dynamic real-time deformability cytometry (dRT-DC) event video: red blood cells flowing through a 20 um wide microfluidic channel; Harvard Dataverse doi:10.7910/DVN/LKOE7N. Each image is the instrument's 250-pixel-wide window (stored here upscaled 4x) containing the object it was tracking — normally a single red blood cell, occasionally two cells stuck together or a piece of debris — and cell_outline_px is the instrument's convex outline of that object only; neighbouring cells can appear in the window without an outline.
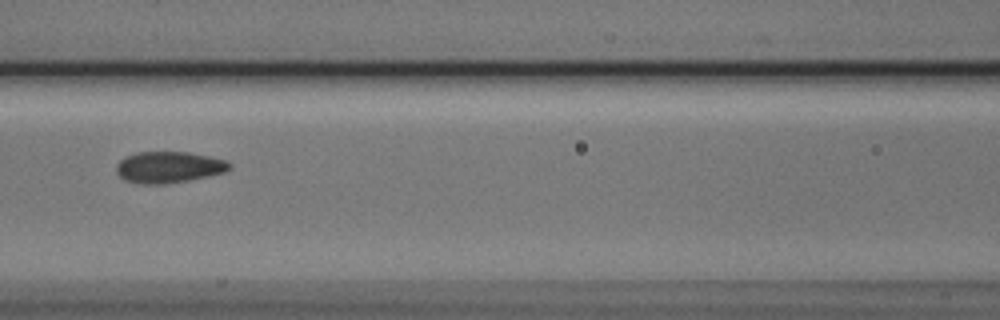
{"species": "Egyptian fruit bat (a non-hibernating species)", "species_latin": "Rousettus aegyptiacus", "temperature_condition": "cold", "stored_images_in_passage": 7, "camera_frame_rate_fps": 3000, "um_per_image_px": 0.085, "animal": {"sex": "male"}, "frame": {"image": 1, "passage_image": 4, "time_ms": 1.0, "image_size_px": [1000, 320], "cell_outline_px": [[232, 168], [224, 172], [208, 176], [168, 184], [144, 184], [124, 180], [116, 172], [116, 164], [120, 160], [136, 152], [188, 152], [208, 156], [224, 160], [232, 164]], "centroid_in_image_um": [14.34, 14.21], "position_along_channel_um": 152.3, "area_um2": 20.63}}
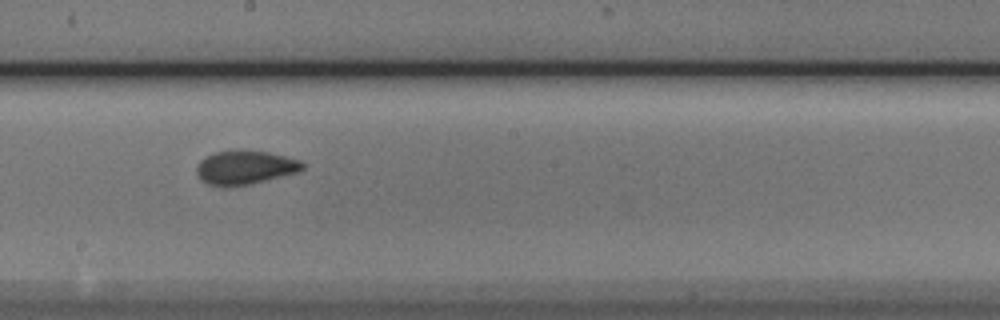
{"frame": {"image": 2, "passage_image": 6, "time_ms": 1.667, "image_size_px": [1000, 320], "cell_outline_px": [[304, 168], [296, 172], [252, 184], [228, 188], [220, 188], [208, 184], [200, 180], [196, 172], [196, 168], [200, 160], [216, 152], [268, 152], [300, 160], [304, 164]], "centroid_in_image_um": [20.79, 14.3], "position_along_channel_um": 227.4, "area_um2": 20.63}}
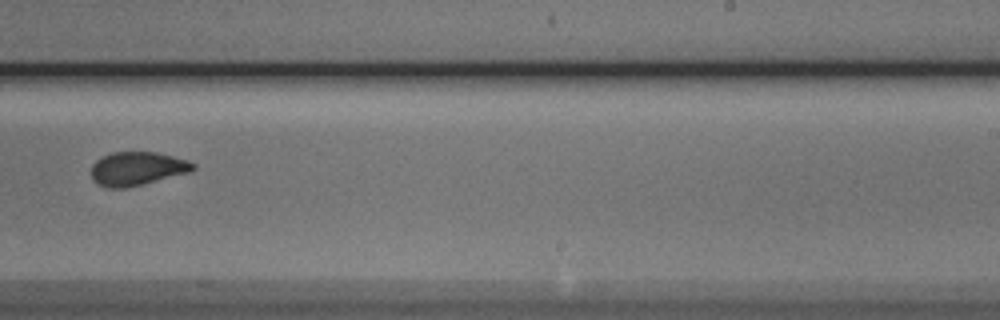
{"frame": {"image": 3, "passage_image": 7, "time_ms": 2.0, "image_size_px": [1000, 320], "cell_outline_px": [[196, 168], [188, 172], [124, 188], [108, 188], [92, 180], [92, 164], [100, 156], [112, 152], [156, 152], [188, 160], [196, 164]], "centroid_in_image_um": [11.63, 14.31], "position_along_channel_um": 277.4, "area_um2": 19.71}}